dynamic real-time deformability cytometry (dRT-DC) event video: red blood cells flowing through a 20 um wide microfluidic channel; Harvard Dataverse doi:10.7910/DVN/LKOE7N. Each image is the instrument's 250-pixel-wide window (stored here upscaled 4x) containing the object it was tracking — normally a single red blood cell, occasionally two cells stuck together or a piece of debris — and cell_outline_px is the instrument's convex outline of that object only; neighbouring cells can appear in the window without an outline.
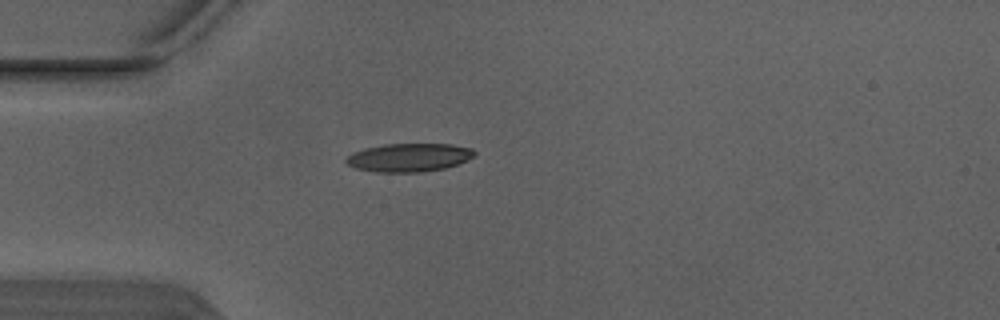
{"species": "Egyptian fruit bat (a non-hibernating species)", "species_latin": "Rousettus aegyptiacus", "temperature_condition": "warm", "stored_images_in_passage": 1, "camera_frame_rate_fps": 3000, "um_per_image_px": 0.085, "animal": {"sex": "male"}, "frame": {"image": 1, "passage_image": 1, "time_ms": 0.0, "image_size_px": [1000, 320], "cell_outline_px": [[476, 156], [456, 164], [444, 168], [424, 172], [376, 172], [356, 168], [348, 164], [344, 160], [352, 152], [364, 148], [384, 144], [452, 144], [472, 148], [476, 152]], "centroid_in_image_um": [34.77, 13.38], "position_along_channel_um": 50.2, "area_um2": 21.27}}